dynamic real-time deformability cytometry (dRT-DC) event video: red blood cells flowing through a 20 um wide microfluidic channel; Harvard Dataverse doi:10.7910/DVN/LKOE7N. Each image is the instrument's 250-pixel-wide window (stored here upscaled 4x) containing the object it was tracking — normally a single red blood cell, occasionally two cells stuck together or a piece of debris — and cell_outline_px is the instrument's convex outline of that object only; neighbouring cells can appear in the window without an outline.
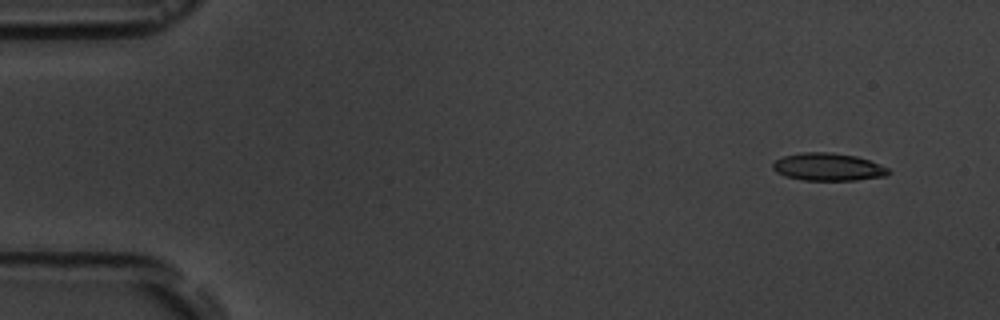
{"species": "common noctule bat (a hibernating species)", "species_latin": "Nyctalus noctula", "temperature_condition": "room temperature", "stored_images_in_passage": 15, "camera_frame_rate_fps": 3000, "um_per_image_px": 0.085, "animal": {"sex": "male", "body_mass_g": 19.5, "forearm_length_mm": 54.6}, "frame": {"image": 1, "passage_image": 2, "time_ms": 1.0, "image_size_px": [1000, 320], "cell_outline_px": [[892, 172], [884, 176], [856, 180], [804, 180], [784, 176], [776, 172], [772, 168], [772, 164], [776, 160], [784, 156], [800, 152], [832, 152], [856, 156], [868, 160], [888, 168]], "centroid_in_image_um": [70.36, 14.19], "position_along_channel_um": 14.6, "area_um2": 18.61}}
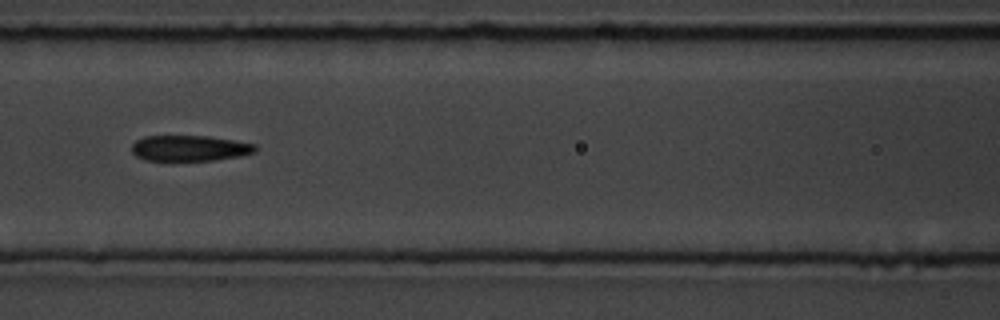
{"frame": {"image": 2, "passage_image": 7, "time_ms": 7.667, "image_size_px": [1000, 320], "cell_outline_px": [[256, 152], [240, 156], [216, 160], [144, 160], [136, 156], [132, 152], [132, 144], [136, 140], [144, 136], [208, 136], [256, 144]], "centroid_in_image_um": [16.12, 12.59], "position_along_channel_um": 150.5, "area_um2": 18.5}}
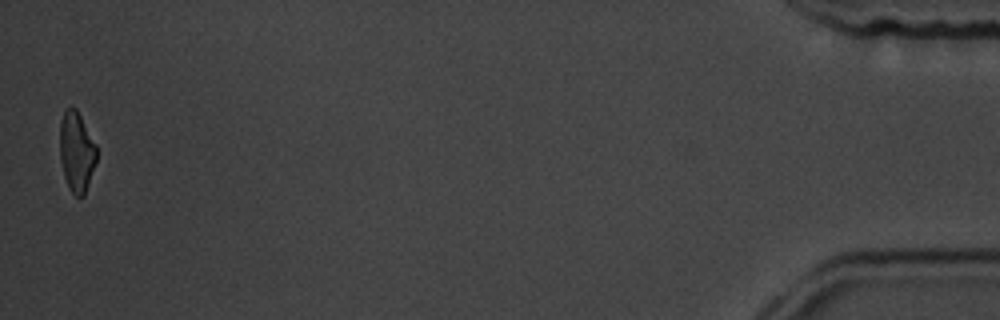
{"frame": {"image": 3, "passage_image": 15, "time_ms": 17.667, "image_size_px": [1000, 320], "cell_outline_px": [[96, 160], [84, 196], [76, 196], [68, 188], [64, 176], [60, 160], [60, 120], [64, 112], [68, 108], [76, 108], [96, 144]], "centroid_in_image_um": [6.49, 12.9], "position_along_channel_um": 428.7, "area_um2": 16.99}, "authors_computed_cell_mechanics": {"area_um2": 19.1318, "velocity_mm_per_s": 3.738, "shape_relaxation_time_tau1_ms": 4.2628, "shape_relaxation_time_tau2_ms": 4.2909, "deformation_change_tau1": 0.1518, "deformation_change_tau2": 0.1256}}